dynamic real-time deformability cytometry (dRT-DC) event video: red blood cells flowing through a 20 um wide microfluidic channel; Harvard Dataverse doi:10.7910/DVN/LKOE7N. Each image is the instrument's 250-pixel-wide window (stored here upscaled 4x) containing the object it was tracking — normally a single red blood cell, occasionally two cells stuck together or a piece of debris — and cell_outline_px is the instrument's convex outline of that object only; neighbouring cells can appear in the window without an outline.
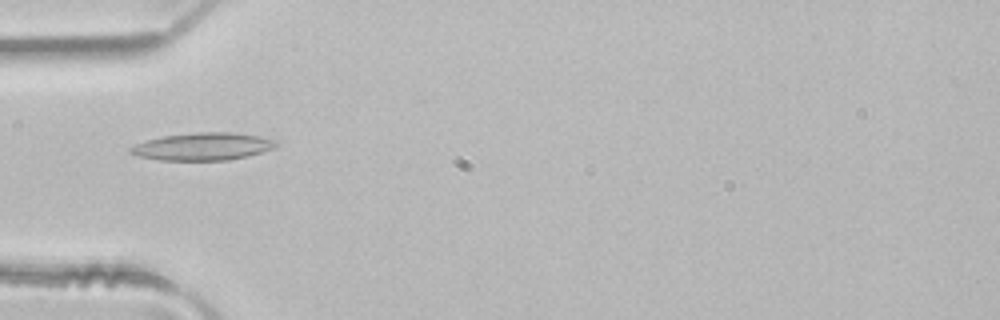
{"species": "common noctule bat (a hibernating species)", "species_latin": "Nyctalus noctula", "temperature_condition": "room temperature", "stored_images_in_passage": 48, "camera_frame_rate_fps": 3000, "um_per_image_px": 0.085, "animal": {"sex": "male", "body_mass_g": 21.5, "forearm_length_mm": 52.0}, "frame": {"image": 1, "passage_image": 15, "time_ms": 4.667, "image_size_px": [1000, 320], "cell_outline_px": [[280, 144], [272, 148], [248, 156], [228, 160], [160, 160], [140, 156], [128, 152], [128, 148], [136, 144], [148, 140], [164, 136], [196, 132], [236, 132], [260, 136], [276, 140]], "centroid_in_image_um": [17.27, 12.44], "position_along_channel_um": 67.7, "area_um2": 23.29}}
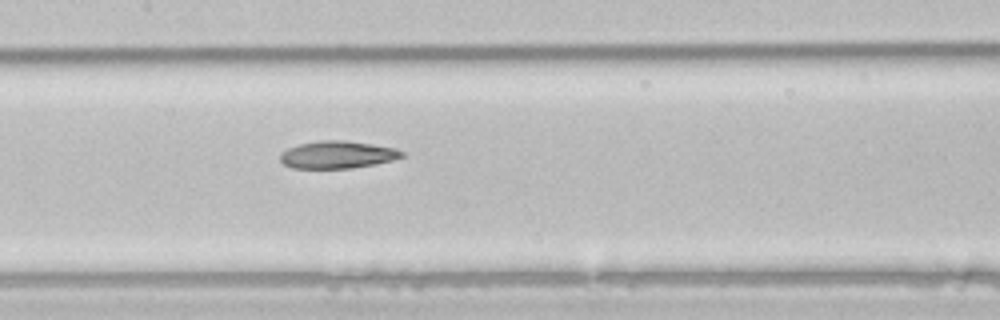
{"frame": {"image": 2, "passage_image": 23, "time_ms": 7.333, "image_size_px": [1000, 320], "cell_outline_px": [[404, 156], [392, 160], [376, 164], [352, 168], [292, 168], [284, 164], [280, 160], [280, 152], [288, 148], [300, 144], [320, 140], [344, 140], [372, 144], [396, 148], [404, 152]], "centroid_in_image_um": [28.68, 13.15], "position_along_channel_um": 178.7, "area_um2": 19.48}}
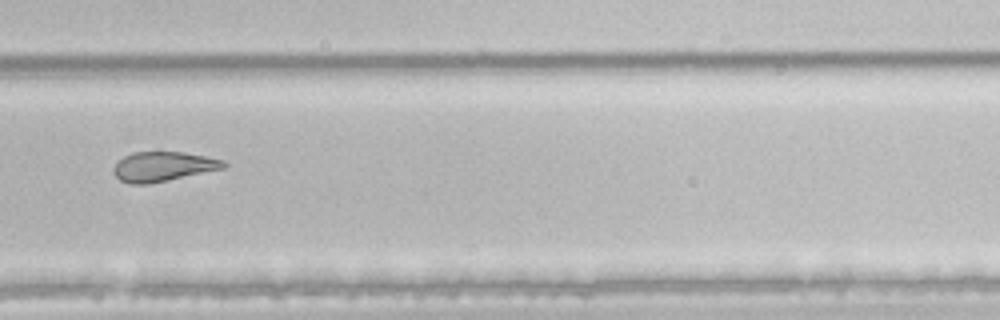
{"frame": {"image": 3, "passage_image": 33, "time_ms": 10.667, "image_size_px": [1000, 320], "cell_outline_px": [[228, 164], [224, 168], [168, 180], [148, 184], [132, 184], [120, 180], [112, 172], [112, 168], [124, 156], [132, 152], [184, 152], [224, 160]], "centroid_in_image_um": [13.85, 14.15], "position_along_channel_um": 315.9, "area_um2": 18.9}, "authors_computed_cell_mechanics": {"area_um2": 21.964, "velocity_mm_per_s": 4.1433, "shape_relaxation_time_tau1_ms": null, "shape_relaxation_time_tau2_ms": 3.4033, "deformation_change_tau1": null, "deformation_change_tau2": 0.1248}}